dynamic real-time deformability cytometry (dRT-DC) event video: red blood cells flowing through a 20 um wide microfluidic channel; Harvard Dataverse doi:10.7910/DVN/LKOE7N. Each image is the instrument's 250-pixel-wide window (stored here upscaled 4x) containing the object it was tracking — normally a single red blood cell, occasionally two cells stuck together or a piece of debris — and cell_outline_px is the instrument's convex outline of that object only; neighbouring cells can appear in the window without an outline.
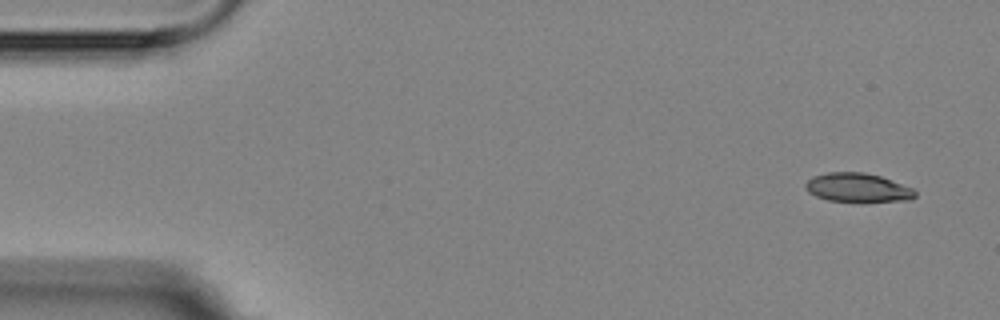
{"species": "Egyptian fruit bat (a non-hibernating species)", "species_latin": "Rousettus aegyptiacus", "temperature_condition": "room temperature", "stored_images_in_passage": 5, "camera_frame_rate_fps": 3000, "um_per_image_px": 0.085, "animal": {"sex": "female"}, "frame": {"image": 1, "passage_image": 1, "time_ms": 0.0, "image_size_px": [1000, 320], "cell_outline_px": [[916, 196], [908, 200], [860, 204], [828, 200], [816, 196], [808, 192], [804, 188], [804, 184], [812, 176], [828, 172], [864, 172], [880, 176], [912, 188], [916, 192]], "centroid_in_image_um": [72.88, 15.99], "position_along_channel_um": 12.1, "area_um2": 19.13}}
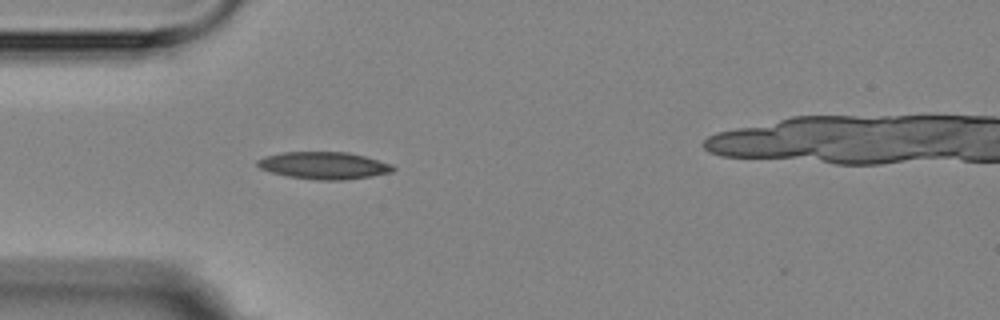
{"frame": {"image": 2, "passage_image": 5, "time_ms": 4.333, "image_size_px": [1000, 320], "cell_outline_px": [[396, 168], [392, 172], [344, 180], [320, 180], [288, 176], [272, 172], [260, 168], [256, 164], [256, 160], [264, 156], [284, 152], [348, 152], [364, 156], [392, 164]], "centroid_in_image_um": [27.52, 14.06], "position_along_channel_um": 57.5, "area_um2": 21.33}}